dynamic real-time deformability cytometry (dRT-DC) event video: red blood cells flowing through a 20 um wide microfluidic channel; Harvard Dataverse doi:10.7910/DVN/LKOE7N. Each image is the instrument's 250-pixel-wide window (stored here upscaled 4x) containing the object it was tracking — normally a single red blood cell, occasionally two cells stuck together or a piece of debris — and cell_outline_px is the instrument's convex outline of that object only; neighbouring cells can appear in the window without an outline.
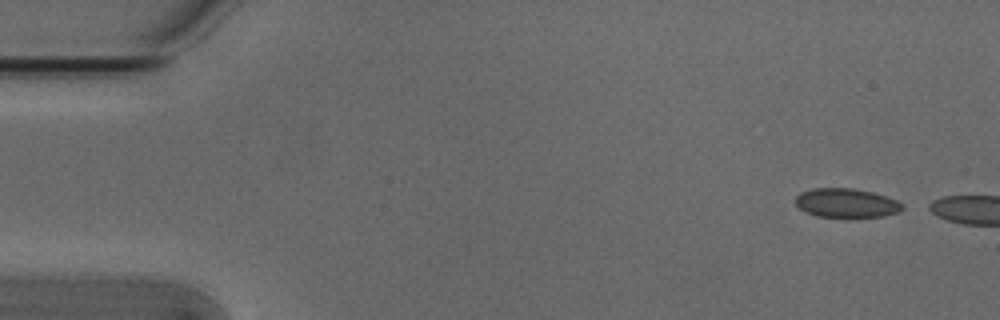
{"species": "Egyptian fruit bat (a non-hibernating species)", "species_latin": "Rousettus aegyptiacus", "temperature_condition": "cold", "stored_images_in_passage": 3, "camera_frame_rate_fps": 3000, "um_per_image_px": 0.085, "animal": {"sex": "male"}, "frame": {"image": 1, "passage_image": 1, "time_ms": 0.0, "image_size_px": [1000, 320], "cell_outline_px": [[904, 208], [900, 212], [884, 216], [816, 216], [804, 212], [796, 204], [796, 196], [800, 192], [812, 188], [852, 188], [872, 192], [896, 200]], "centroid_in_image_um": [71.9, 17.24], "position_along_channel_um": 13.1, "area_um2": 17.86}}